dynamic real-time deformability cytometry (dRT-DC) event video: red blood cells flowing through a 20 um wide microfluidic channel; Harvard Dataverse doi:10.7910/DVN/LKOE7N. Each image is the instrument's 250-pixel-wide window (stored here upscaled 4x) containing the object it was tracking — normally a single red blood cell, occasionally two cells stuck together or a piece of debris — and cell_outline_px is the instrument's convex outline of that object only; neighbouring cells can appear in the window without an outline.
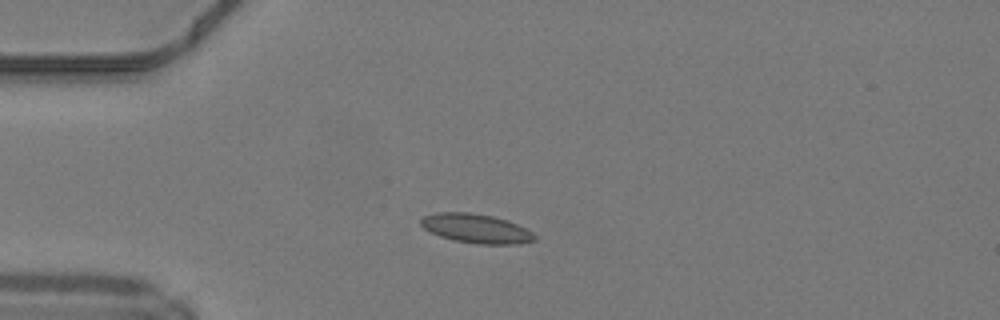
{"species": "common noctule bat (a hibernating species)", "species_latin": "Nyctalus noctula", "temperature_condition": "warm", "stored_images_in_passage": 37, "camera_frame_rate_fps": 3000, "um_per_image_px": 0.085, "animal": {"sex": "male", "body_mass_g": 19.2, "forearm_length_mm": 51.8}, "frame": {"image": 1, "passage_image": 1, "time_ms": 0.0, "image_size_px": [1000, 320], "cell_outline_px": [[536, 240], [520, 244], [476, 244], [456, 240], [440, 236], [424, 228], [420, 224], [420, 220], [424, 216], [436, 212], [468, 212], [492, 216], [508, 220], [532, 232], [536, 236]], "centroid_in_image_um": [40.48, 19.42], "position_along_channel_um": 44.5, "area_um2": 19.25}}
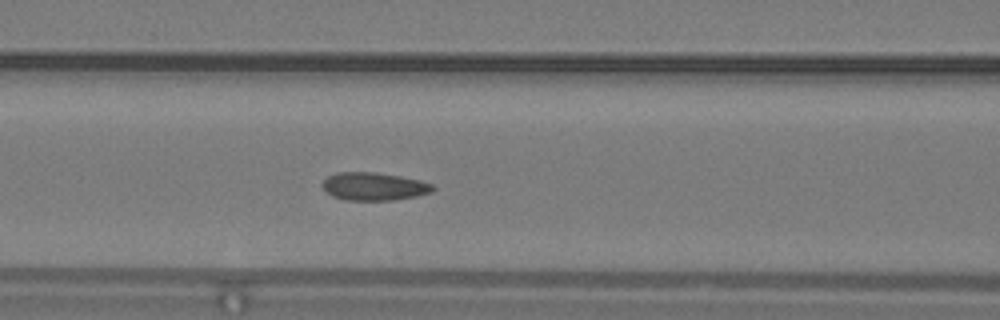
{"frame": {"image": 2, "passage_image": 9, "time_ms": 2.667, "image_size_px": [1000, 320], "cell_outline_px": [[436, 188], [432, 192], [416, 196], [392, 200], [344, 200], [332, 196], [320, 184], [328, 176], [340, 172], [376, 172], [400, 176], [420, 180], [432, 184]], "centroid_in_image_um": [31.8, 15.84], "position_along_channel_um": 134.8, "area_um2": 17.98}}
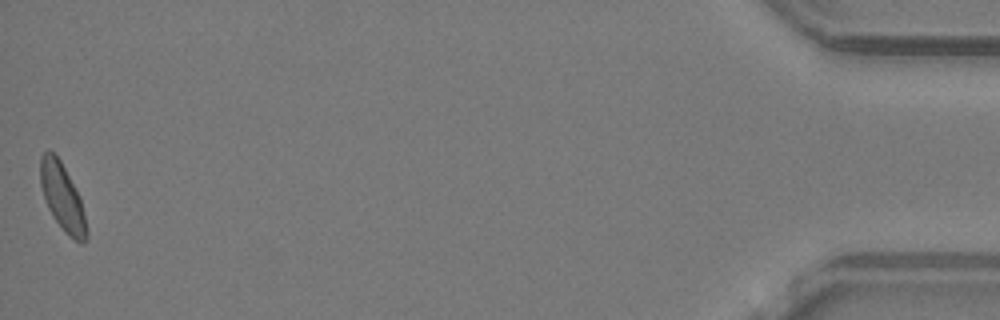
{"frame": {"image": 3, "passage_image": 37, "time_ms": 12.0, "image_size_px": [1000, 320], "cell_outline_px": [[88, 236], [84, 244], [80, 244], [68, 236], [64, 232], [52, 216], [48, 208], [40, 184], [40, 156], [48, 148], [60, 160], [80, 196], [88, 232]], "centroid_in_image_um": [5.31, 16.8], "position_along_channel_um": 429.9, "area_um2": 18.21}, "authors_computed_cell_mechanics": {"area_um2": 17.8602, "velocity_mm_per_s": 4.2221, "shape_relaxation_time_tau1_ms": 6.3664, "shape_relaxation_time_tau2_ms": null, "deformation_change_tau1": 0.1248, "deformation_change_tau2": null}}